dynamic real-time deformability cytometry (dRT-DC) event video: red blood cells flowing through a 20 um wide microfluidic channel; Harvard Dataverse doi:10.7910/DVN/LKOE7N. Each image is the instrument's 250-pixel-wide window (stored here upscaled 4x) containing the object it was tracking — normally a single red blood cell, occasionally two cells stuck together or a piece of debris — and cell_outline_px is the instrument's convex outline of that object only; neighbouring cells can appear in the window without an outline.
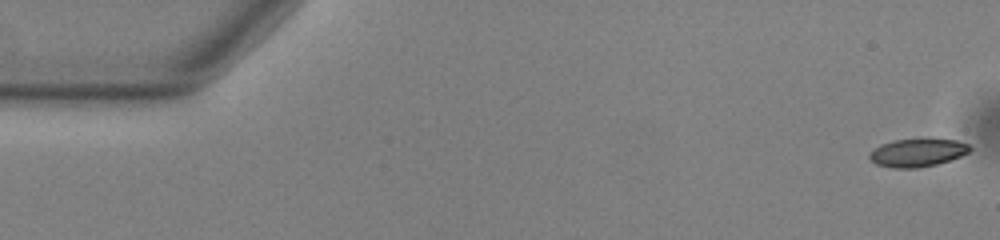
{"species": "common noctule bat (a hibernating species)", "species_latin": "Nyctalus noctula", "temperature_condition": "warm", "stored_images_in_passage": 10, "camera_frame_rate_fps": 3000, "um_per_image_px": 0.085, "animal": {"sex": "male", "body_mass_g": 13.0, "forearm_length_mm": 53.1}, "frame": {"image": 1, "passage_image": 1, "time_ms": 0.0, "image_size_px": [1000, 240], "cell_outline_px": [[972, 148], [968, 152], [960, 156], [936, 164], [916, 168], [892, 168], [876, 164], [868, 156], [880, 144], [892, 140], [924, 136], [956, 140], [968, 144]], "centroid_in_image_um": [78.0, 12.92], "position_along_channel_um": 7.0, "area_um2": 16.88}}